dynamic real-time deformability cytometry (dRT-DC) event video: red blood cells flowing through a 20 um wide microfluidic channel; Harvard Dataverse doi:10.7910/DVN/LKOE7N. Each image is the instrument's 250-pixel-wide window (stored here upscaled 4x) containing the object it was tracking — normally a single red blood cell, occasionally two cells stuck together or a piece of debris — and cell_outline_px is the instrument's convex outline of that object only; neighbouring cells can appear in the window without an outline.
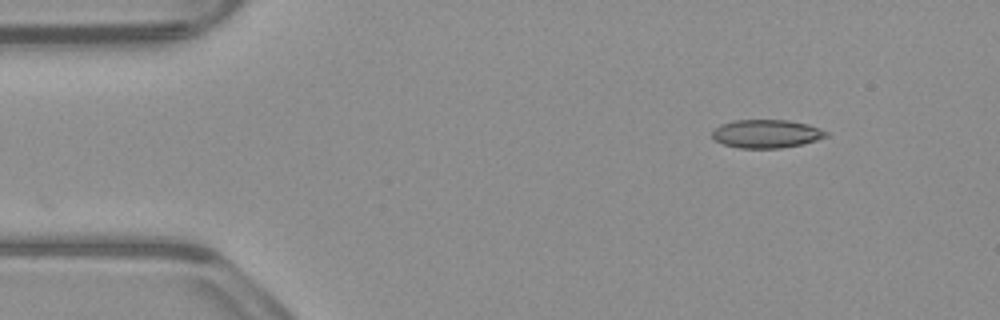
{"species": "common noctule bat (a hibernating species)", "species_latin": "Nyctalus noctula", "temperature_condition": "warm", "stored_images_in_passage": 47, "camera_frame_rate_fps": 3000, "um_per_image_px": 0.085, "animal": {"sex": "male", "body_mass_g": 23.1, "forearm_length_mm": 52.7}, "frame": {"image": 1, "passage_image": 1, "time_ms": 0.0, "image_size_px": [1000, 320], "cell_outline_px": [[828, 136], [804, 144], [780, 148], [740, 148], [724, 144], [712, 140], [712, 132], [720, 124], [732, 120], [788, 120], [808, 124], [820, 128], [828, 132]], "centroid_in_image_um": [65.14, 11.37], "position_along_channel_um": 19.9, "area_um2": 18.96}}
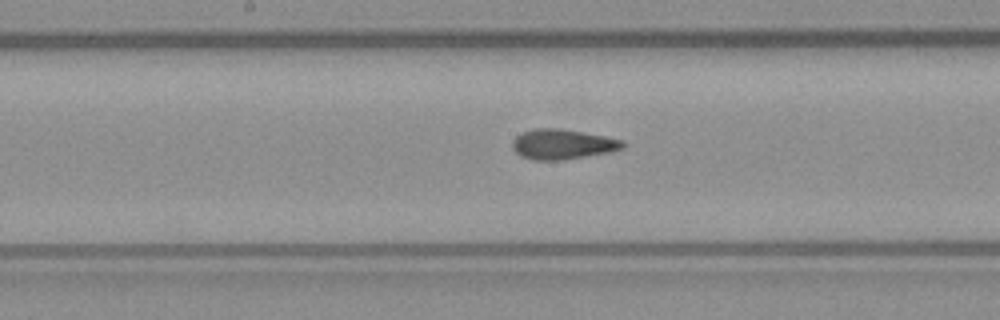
{"frame": {"image": 2, "passage_image": 21, "time_ms": 6.667, "image_size_px": [1000, 320], "cell_outline_px": [[628, 144], [624, 148], [612, 152], [564, 160], [532, 160], [520, 156], [512, 148], [512, 140], [516, 136], [524, 132], [536, 128], [556, 128], [604, 136], [624, 140]], "centroid_in_image_um": [47.84, 12.28], "position_along_channel_um": 200.4, "area_um2": 19.48}}
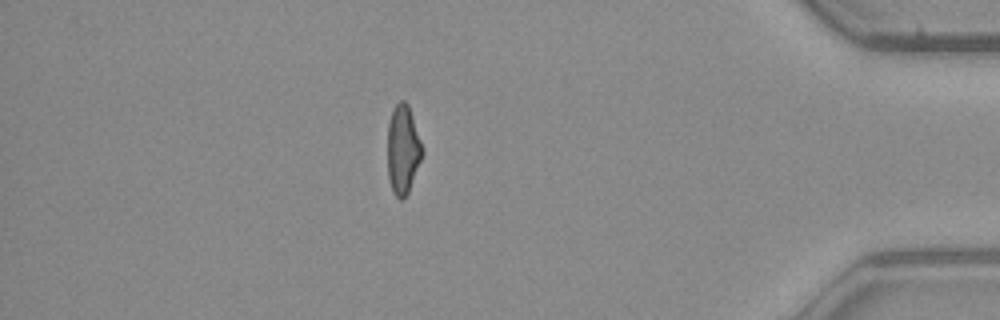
{"frame": {"image": 3, "passage_image": 40, "time_ms": 13.0, "image_size_px": [1000, 320], "cell_outline_px": [[424, 152], [408, 192], [404, 200], [400, 200], [392, 192], [388, 176], [388, 124], [392, 108], [400, 100], [404, 100], [408, 104]], "centroid_in_image_um": [34.24, 12.72], "position_along_channel_um": 401.0, "area_um2": 17.98}, "authors_computed_cell_mechanics": {"area_um2": 19.074, "velocity_mm_per_s": 3.9251, "shape_relaxation_time_tau1_ms": null, "shape_relaxation_time_tau2_ms": 1.8923, "deformation_change_tau1": null, "deformation_change_tau2": 0.0857}}